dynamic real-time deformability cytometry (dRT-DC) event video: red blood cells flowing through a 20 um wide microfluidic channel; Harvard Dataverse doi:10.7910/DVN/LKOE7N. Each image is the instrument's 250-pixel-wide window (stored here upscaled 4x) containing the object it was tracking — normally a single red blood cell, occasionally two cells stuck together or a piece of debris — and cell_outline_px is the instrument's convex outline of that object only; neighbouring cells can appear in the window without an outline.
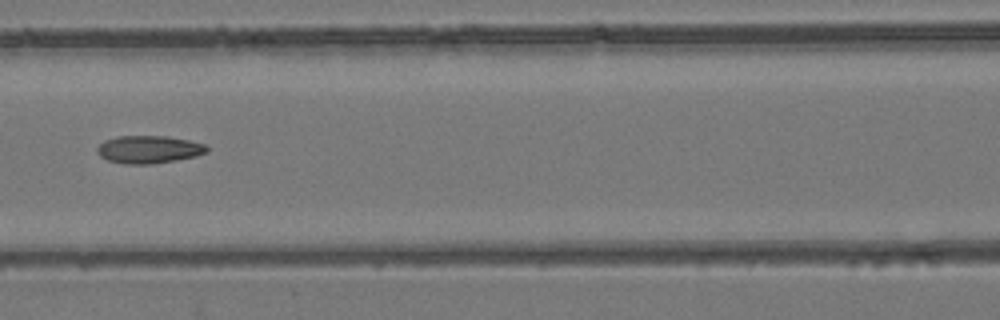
{"species": "common noctule bat (a hibernating species)", "species_latin": "Nyctalus noctula", "temperature_condition": "room temperature", "stored_images_in_passage": 10, "camera_frame_rate_fps": 3000, "um_per_image_px": 0.085, "animal": {"sex": "female", "body_mass_g": 24.6, "forearm_length_mm": 56.2}, "frame": {"image": 1, "passage_image": 6, "time_ms": 7.0, "image_size_px": [1000, 320], "cell_outline_px": [[208, 152], [196, 156], [176, 160], [152, 164], [124, 164], [108, 160], [100, 156], [96, 152], [96, 148], [104, 140], [116, 136], [168, 136], [188, 140], [204, 144], [208, 148]], "centroid_in_image_um": [12.63, 12.7], "position_along_channel_um": 154.0, "area_um2": 17.8}}
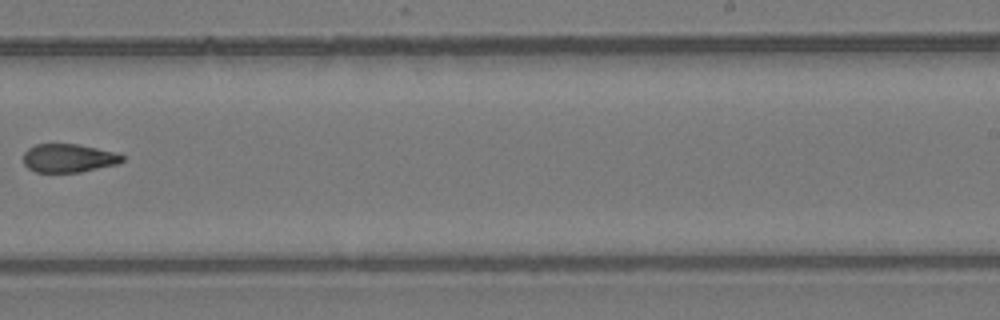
{"frame": {"image": 2, "passage_image": 9, "time_ms": 10.333, "image_size_px": [1000, 320], "cell_outline_px": [[124, 160], [116, 164], [80, 172], [36, 172], [28, 168], [24, 164], [24, 152], [28, 148], [36, 144], [76, 144], [96, 148], [112, 152], [124, 156]], "centroid_in_image_um": [5.79, 13.44], "position_along_channel_um": 283.2, "area_um2": 16.18}}
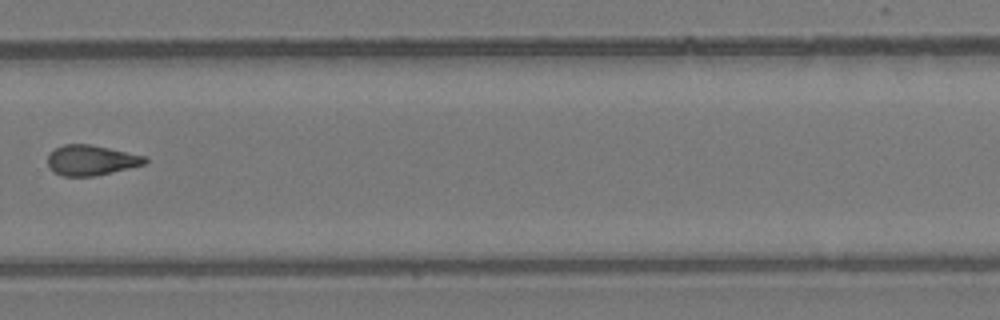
{"frame": {"image": 3, "passage_image": 10, "time_ms": 11.333, "image_size_px": [1000, 320], "cell_outline_px": [[148, 160], [144, 164], [92, 176], [64, 176], [52, 172], [48, 164], [48, 156], [56, 148], [64, 144], [88, 144], [148, 156]], "centroid_in_image_um": [7.74, 13.61], "position_along_channel_um": 322.1, "area_um2": 16.88}}